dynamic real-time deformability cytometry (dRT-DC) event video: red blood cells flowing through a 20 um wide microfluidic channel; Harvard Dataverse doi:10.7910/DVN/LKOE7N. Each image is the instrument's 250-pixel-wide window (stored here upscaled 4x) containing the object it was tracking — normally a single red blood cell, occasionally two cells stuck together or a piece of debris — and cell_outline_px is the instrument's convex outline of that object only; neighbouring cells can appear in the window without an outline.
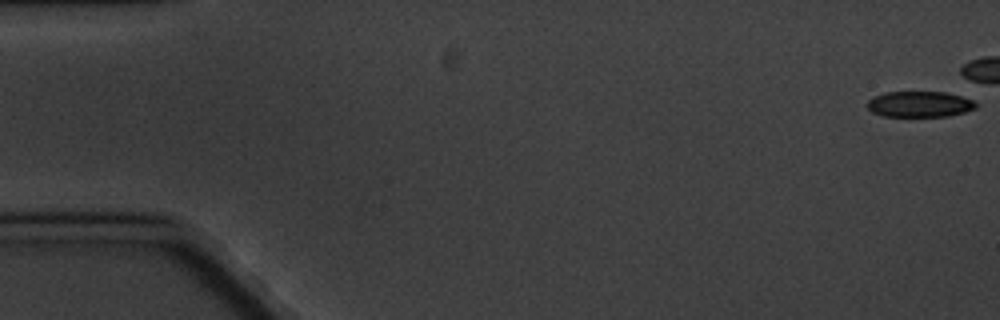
{"species": "common noctule bat (a hibernating species)", "species_latin": "Nyctalus noctula", "temperature_condition": "cold", "stored_images_in_passage": 8, "camera_frame_rate_fps": 3000, "um_per_image_px": 0.085, "animal": {"sex": "male", "body_mass_g": 20.1, "forearm_length_mm": 53.5}, "frame": {"image": 1, "passage_image": 1, "time_ms": 0.0, "image_size_px": [1000, 320], "cell_outline_px": [[976, 108], [964, 112], [948, 116], [884, 116], [872, 112], [868, 108], [868, 100], [872, 96], [884, 92], [944, 92], [960, 96], [972, 100], [976, 104]], "centroid_in_image_um": [78.13, 8.85], "position_along_channel_um": 6.9, "area_um2": 16.24}}